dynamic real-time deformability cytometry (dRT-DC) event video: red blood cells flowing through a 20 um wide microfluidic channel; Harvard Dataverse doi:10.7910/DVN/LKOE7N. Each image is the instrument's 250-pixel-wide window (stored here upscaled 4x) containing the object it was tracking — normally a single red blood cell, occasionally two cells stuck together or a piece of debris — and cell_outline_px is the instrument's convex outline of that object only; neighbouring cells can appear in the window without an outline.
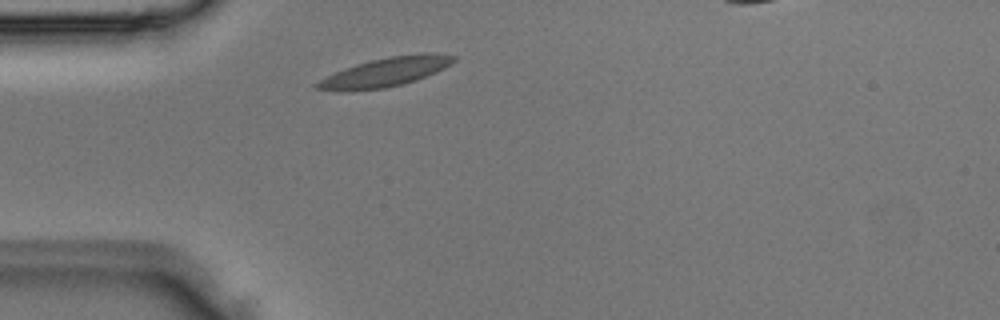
{"species": "Egyptian fruit bat (a non-hibernating species)", "species_latin": "Rousettus aegyptiacus", "temperature_condition": "room temperature", "stored_images_in_passage": 1, "camera_frame_rate_fps": 3000, "um_per_image_px": 0.085, "animal": {"sex": "male"}, "frame": {"image": 1, "passage_image": 1, "time_ms": 0.0, "image_size_px": [1000, 320], "cell_outline_px": [[456, 60], [452, 64], [436, 72], [416, 80], [384, 88], [340, 92], [316, 88], [312, 84], [344, 68], [356, 64], [388, 56], [424, 52], [456, 56]], "centroid_in_image_um": [32.76, 6.12], "position_along_channel_um": 52.2, "area_um2": 23.06}}